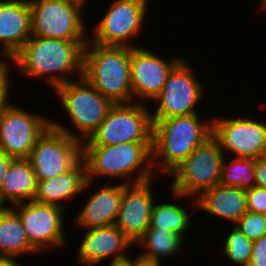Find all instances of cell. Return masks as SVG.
Returning a JSON list of instances; mask_svg holds the SVG:
<instances>
[{"label":"cell","mask_w":266,"mask_h":266,"mask_svg":"<svg viewBox=\"0 0 266 266\" xmlns=\"http://www.w3.org/2000/svg\"><path fill=\"white\" fill-rule=\"evenodd\" d=\"M87 42L32 35L11 59L13 69L16 67V71L23 72L28 78L46 82L54 91L64 83L83 77L84 47Z\"/></svg>","instance_id":"6da1fadb"},{"label":"cell","mask_w":266,"mask_h":266,"mask_svg":"<svg viewBox=\"0 0 266 266\" xmlns=\"http://www.w3.org/2000/svg\"><path fill=\"white\" fill-rule=\"evenodd\" d=\"M199 115L195 113L166 119H152L154 173L159 172L168 176L199 145L212 136L213 116L211 118L205 116L203 120Z\"/></svg>","instance_id":"7a4b0ae2"},{"label":"cell","mask_w":266,"mask_h":266,"mask_svg":"<svg viewBox=\"0 0 266 266\" xmlns=\"http://www.w3.org/2000/svg\"><path fill=\"white\" fill-rule=\"evenodd\" d=\"M87 180L115 178L125 185L152 180V142H128L117 145H82ZM124 180V181H123Z\"/></svg>","instance_id":"3957f363"},{"label":"cell","mask_w":266,"mask_h":266,"mask_svg":"<svg viewBox=\"0 0 266 266\" xmlns=\"http://www.w3.org/2000/svg\"><path fill=\"white\" fill-rule=\"evenodd\" d=\"M130 60L131 47L88 41L84 47L83 77L113 104L133 103Z\"/></svg>","instance_id":"277c9868"},{"label":"cell","mask_w":266,"mask_h":266,"mask_svg":"<svg viewBox=\"0 0 266 266\" xmlns=\"http://www.w3.org/2000/svg\"><path fill=\"white\" fill-rule=\"evenodd\" d=\"M70 120L72 129L51 119V125L81 143L88 140L114 105L96 90L84 77L69 81L54 90ZM71 128V129H70ZM76 131V133H75Z\"/></svg>","instance_id":"5b68a950"},{"label":"cell","mask_w":266,"mask_h":266,"mask_svg":"<svg viewBox=\"0 0 266 266\" xmlns=\"http://www.w3.org/2000/svg\"><path fill=\"white\" fill-rule=\"evenodd\" d=\"M225 157L219 141L209 137L167 176L172 179L171 198L186 199L190 205V199L219 184Z\"/></svg>","instance_id":"8992f818"},{"label":"cell","mask_w":266,"mask_h":266,"mask_svg":"<svg viewBox=\"0 0 266 266\" xmlns=\"http://www.w3.org/2000/svg\"><path fill=\"white\" fill-rule=\"evenodd\" d=\"M28 1L32 35L65 41H89L90 27L86 28L85 19L87 18H84L86 2L82 0Z\"/></svg>","instance_id":"52a82bcc"},{"label":"cell","mask_w":266,"mask_h":266,"mask_svg":"<svg viewBox=\"0 0 266 266\" xmlns=\"http://www.w3.org/2000/svg\"><path fill=\"white\" fill-rule=\"evenodd\" d=\"M114 104L97 130L82 145H117L128 142H152L151 105Z\"/></svg>","instance_id":"ba28073f"},{"label":"cell","mask_w":266,"mask_h":266,"mask_svg":"<svg viewBox=\"0 0 266 266\" xmlns=\"http://www.w3.org/2000/svg\"><path fill=\"white\" fill-rule=\"evenodd\" d=\"M150 0H114L104 16L89 30V41L103 46L138 47ZM148 7V8H147ZM134 38V39H133ZM136 38V39H135Z\"/></svg>","instance_id":"9c48e42d"},{"label":"cell","mask_w":266,"mask_h":266,"mask_svg":"<svg viewBox=\"0 0 266 266\" xmlns=\"http://www.w3.org/2000/svg\"><path fill=\"white\" fill-rule=\"evenodd\" d=\"M188 59L182 58L170 71L160 94L152 101V119H166L199 113L197 106L205 95V86L197 79ZM204 86V87H203ZM198 104V105H197ZM196 107V108H195Z\"/></svg>","instance_id":"30bf717a"},{"label":"cell","mask_w":266,"mask_h":266,"mask_svg":"<svg viewBox=\"0 0 266 266\" xmlns=\"http://www.w3.org/2000/svg\"><path fill=\"white\" fill-rule=\"evenodd\" d=\"M21 218L26 237L30 244L42 251L62 250L69 247L65 228V213L62 207L43 204L34 200L20 202L11 206ZM67 238V239H66ZM67 246V247H66ZM52 249V250H51ZM41 252V253H40Z\"/></svg>","instance_id":"8fae6325"},{"label":"cell","mask_w":266,"mask_h":266,"mask_svg":"<svg viewBox=\"0 0 266 266\" xmlns=\"http://www.w3.org/2000/svg\"><path fill=\"white\" fill-rule=\"evenodd\" d=\"M82 158V143L50 125L37 139L28 157L36 180L55 178Z\"/></svg>","instance_id":"7c38bea8"},{"label":"cell","mask_w":266,"mask_h":266,"mask_svg":"<svg viewBox=\"0 0 266 266\" xmlns=\"http://www.w3.org/2000/svg\"><path fill=\"white\" fill-rule=\"evenodd\" d=\"M213 117V136L225 156L255 158L266 153V123L248 116Z\"/></svg>","instance_id":"4fadbf2b"},{"label":"cell","mask_w":266,"mask_h":266,"mask_svg":"<svg viewBox=\"0 0 266 266\" xmlns=\"http://www.w3.org/2000/svg\"><path fill=\"white\" fill-rule=\"evenodd\" d=\"M25 109L15 104L0 115V151L15 159L28 158L37 139L51 125L47 115Z\"/></svg>","instance_id":"5bb4252c"},{"label":"cell","mask_w":266,"mask_h":266,"mask_svg":"<svg viewBox=\"0 0 266 266\" xmlns=\"http://www.w3.org/2000/svg\"><path fill=\"white\" fill-rule=\"evenodd\" d=\"M148 49L140 45L131 48L130 60L133 101L145 104L160 94L168 74L184 57L174 56L166 60Z\"/></svg>","instance_id":"9a60e30c"},{"label":"cell","mask_w":266,"mask_h":266,"mask_svg":"<svg viewBox=\"0 0 266 266\" xmlns=\"http://www.w3.org/2000/svg\"><path fill=\"white\" fill-rule=\"evenodd\" d=\"M154 179L125 185L115 225L135 242L150 226L154 197Z\"/></svg>","instance_id":"2e32d148"},{"label":"cell","mask_w":266,"mask_h":266,"mask_svg":"<svg viewBox=\"0 0 266 266\" xmlns=\"http://www.w3.org/2000/svg\"><path fill=\"white\" fill-rule=\"evenodd\" d=\"M86 231L76 254L77 262L83 266H95L102 261L112 262L127 258L130 256L127 251L135 246L116 225L89 228Z\"/></svg>","instance_id":"e0dca14e"},{"label":"cell","mask_w":266,"mask_h":266,"mask_svg":"<svg viewBox=\"0 0 266 266\" xmlns=\"http://www.w3.org/2000/svg\"><path fill=\"white\" fill-rule=\"evenodd\" d=\"M32 36L28 0H0V59L11 60Z\"/></svg>","instance_id":"ac0fdd59"},{"label":"cell","mask_w":266,"mask_h":266,"mask_svg":"<svg viewBox=\"0 0 266 266\" xmlns=\"http://www.w3.org/2000/svg\"><path fill=\"white\" fill-rule=\"evenodd\" d=\"M109 182L94 189L95 192L92 191L91 196L87 197L73 222L77 228L86 230L115 225L125 184Z\"/></svg>","instance_id":"d6986e66"},{"label":"cell","mask_w":266,"mask_h":266,"mask_svg":"<svg viewBox=\"0 0 266 266\" xmlns=\"http://www.w3.org/2000/svg\"><path fill=\"white\" fill-rule=\"evenodd\" d=\"M93 186L87 180L86 166L81 158L70 170L55 178L37 181L34 201L43 204H52L67 210L65 201L78 198ZM89 186V187H88ZM87 189V190H86Z\"/></svg>","instance_id":"ffe728a7"},{"label":"cell","mask_w":266,"mask_h":266,"mask_svg":"<svg viewBox=\"0 0 266 266\" xmlns=\"http://www.w3.org/2000/svg\"><path fill=\"white\" fill-rule=\"evenodd\" d=\"M196 210L229 224H235L248 210L246 191L240 187L217 184L196 199Z\"/></svg>","instance_id":"44dd1931"},{"label":"cell","mask_w":266,"mask_h":266,"mask_svg":"<svg viewBox=\"0 0 266 266\" xmlns=\"http://www.w3.org/2000/svg\"><path fill=\"white\" fill-rule=\"evenodd\" d=\"M36 187L35 172L28 158L14 159L0 187V202L4 207H11L34 200Z\"/></svg>","instance_id":"7402d4cb"},{"label":"cell","mask_w":266,"mask_h":266,"mask_svg":"<svg viewBox=\"0 0 266 266\" xmlns=\"http://www.w3.org/2000/svg\"><path fill=\"white\" fill-rule=\"evenodd\" d=\"M38 254L26 237L23 223L12 207L0 210V256L21 258L23 255Z\"/></svg>","instance_id":"603a6c76"},{"label":"cell","mask_w":266,"mask_h":266,"mask_svg":"<svg viewBox=\"0 0 266 266\" xmlns=\"http://www.w3.org/2000/svg\"><path fill=\"white\" fill-rule=\"evenodd\" d=\"M185 239L179 234L169 233L162 229L149 228L134 245L144 248L138 255L143 261L162 264L163 259L175 257L185 246ZM184 245V246H183Z\"/></svg>","instance_id":"cb8c5ba5"},{"label":"cell","mask_w":266,"mask_h":266,"mask_svg":"<svg viewBox=\"0 0 266 266\" xmlns=\"http://www.w3.org/2000/svg\"><path fill=\"white\" fill-rule=\"evenodd\" d=\"M191 205H193L194 210L192 209V212H189L190 210L183 207L181 204H174V202L157 203L155 200L150 219V227L162 229L169 233L179 234L184 239L188 235L187 232L192 230L190 229L193 224L191 216H193L194 212H196L195 199H193V203H191Z\"/></svg>","instance_id":"d4e9b609"},{"label":"cell","mask_w":266,"mask_h":266,"mask_svg":"<svg viewBox=\"0 0 266 266\" xmlns=\"http://www.w3.org/2000/svg\"><path fill=\"white\" fill-rule=\"evenodd\" d=\"M256 160L255 158L226 156L222 164L220 184L240 187L243 190L255 187Z\"/></svg>","instance_id":"484cf974"},{"label":"cell","mask_w":266,"mask_h":266,"mask_svg":"<svg viewBox=\"0 0 266 266\" xmlns=\"http://www.w3.org/2000/svg\"><path fill=\"white\" fill-rule=\"evenodd\" d=\"M229 230H231L230 233H226L227 236L223 240L224 242H222V244L224 243L222 256L238 266H248L253 242L247 239L236 226L232 225V228Z\"/></svg>","instance_id":"4316f807"},{"label":"cell","mask_w":266,"mask_h":266,"mask_svg":"<svg viewBox=\"0 0 266 266\" xmlns=\"http://www.w3.org/2000/svg\"><path fill=\"white\" fill-rule=\"evenodd\" d=\"M263 214L247 211L235 224L242 234L252 242L266 234Z\"/></svg>","instance_id":"83f0119b"},{"label":"cell","mask_w":266,"mask_h":266,"mask_svg":"<svg viewBox=\"0 0 266 266\" xmlns=\"http://www.w3.org/2000/svg\"><path fill=\"white\" fill-rule=\"evenodd\" d=\"M11 66H14L12 60L0 59V115L5 110L15 105L14 103L12 104L11 102H9V96H11L10 92L12 90V86L10 84L12 82V80H10L12 79V77L10 78Z\"/></svg>","instance_id":"f1b7e54d"},{"label":"cell","mask_w":266,"mask_h":266,"mask_svg":"<svg viewBox=\"0 0 266 266\" xmlns=\"http://www.w3.org/2000/svg\"><path fill=\"white\" fill-rule=\"evenodd\" d=\"M245 191L247 210L264 214L266 212V189L255 186Z\"/></svg>","instance_id":"f546056e"},{"label":"cell","mask_w":266,"mask_h":266,"mask_svg":"<svg viewBox=\"0 0 266 266\" xmlns=\"http://www.w3.org/2000/svg\"><path fill=\"white\" fill-rule=\"evenodd\" d=\"M248 266H266V234L253 242Z\"/></svg>","instance_id":"4dcf8cb0"},{"label":"cell","mask_w":266,"mask_h":266,"mask_svg":"<svg viewBox=\"0 0 266 266\" xmlns=\"http://www.w3.org/2000/svg\"><path fill=\"white\" fill-rule=\"evenodd\" d=\"M256 186L266 189V158L260 157L255 163Z\"/></svg>","instance_id":"1f68e13d"},{"label":"cell","mask_w":266,"mask_h":266,"mask_svg":"<svg viewBox=\"0 0 266 266\" xmlns=\"http://www.w3.org/2000/svg\"><path fill=\"white\" fill-rule=\"evenodd\" d=\"M15 158L0 151V187L8 173L9 167Z\"/></svg>","instance_id":"d6a6232c"},{"label":"cell","mask_w":266,"mask_h":266,"mask_svg":"<svg viewBox=\"0 0 266 266\" xmlns=\"http://www.w3.org/2000/svg\"><path fill=\"white\" fill-rule=\"evenodd\" d=\"M143 260L138 256L135 255V258L133 256H129L127 258L121 259V260H116L112 262H107V266H138Z\"/></svg>","instance_id":"836d02e7"},{"label":"cell","mask_w":266,"mask_h":266,"mask_svg":"<svg viewBox=\"0 0 266 266\" xmlns=\"http://www.w3.org/2000/svg\"><path fill=\"white\" fill-rule=\"evenodd\" d=\"M15 257L0 256V266H23Z\"/></svg>","instance_id":"e575fe53"},{"label":"cell","mask_w":266,"mask_h":266,"mask_svg":"<svg viewBox=\"0 0 266 266\" xmlns=\"http://www.w3.org/2000/svg\"><path fill=\"white\" fill-rule=\"evenodd\" d=\"M138 266H162V264H156V263L142 261Z\"/></svg>","instance_id":"d590c367"},{"label":"cell","mask_w":266,"mask_h":266,"mask_svg":"<svg viewBox=\"0 0 266 266\" xmlns=\"http://www.w3.org/2000/svg\"><path fill=\"white\" fill-rule=\"evenodd\" d=\"M260 2V10L263 9L264 11H266V0H261Z\"/></svg>","instance_id":"8d00e7d4"},{"label":"cell","mask_w":266,"mask_h":266,"mask_svg":"<svg viewBox=\"0 0 266 266\" xmlns=\"http://www.w3.org/2000/svg\"><path fill=\"white\" fill-rule=\"evenodd\" d=\"M263 217H264V220H265V223H266V212L263 214Z\"/></svg>","instance_id":"74e56055"},{"label":"cell","mask_w":266,"mask_h":266,"mask_svg":"<svg viewBox=\"0 0 266 266\" xmlns=\"http://www.w3.org/2000/svg\"><path fill=\"white\" fill-rule=\"evenodd\" d=\"M3 207H4L3 204L0 202V210H1Z\"/></svg>","instance_id":"f35d334b"}]
</instances>
